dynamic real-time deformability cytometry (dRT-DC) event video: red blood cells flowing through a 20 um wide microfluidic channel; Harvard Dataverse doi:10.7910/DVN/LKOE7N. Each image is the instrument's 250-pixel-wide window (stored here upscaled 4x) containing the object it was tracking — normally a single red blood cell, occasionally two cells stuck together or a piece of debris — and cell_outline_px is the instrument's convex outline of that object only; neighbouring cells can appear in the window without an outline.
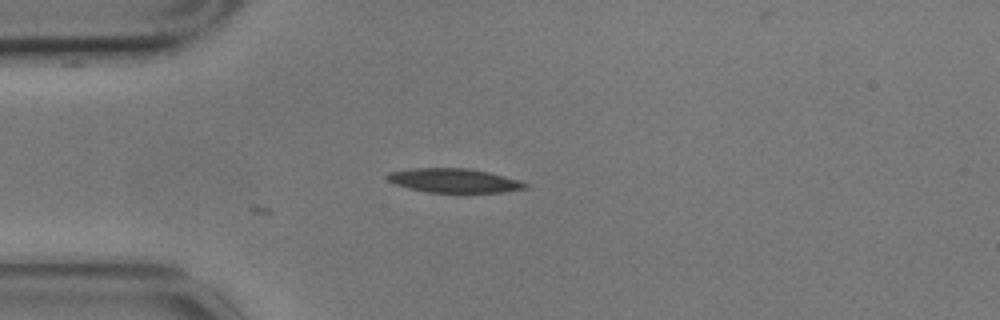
{"species": "common noctule bat (a hibernating species)", "species_latin": "Nyctalus noctula", "temperature_condition": "cold", "stored_images_in_passage": 20, "camera_frame_rate_fps": 3000, "um_per_image_px": 0.085, "animal": {"sex": "male", "body_mass_g": 17.9}, "frame": {"image": 1, "passage_image": 1, "time_ms": 0.0, "image_size_px": [1000, 320], "cell_outline_px": [[528, 188], [504, 192], [428, 192], [408, 188], [396, 184], [388, 180], [388, 172], [412, 168], [468, 168], [488, 172], [520, 180], [528, 184]], "centroid_in_image_um": [38.62, 15.34], "position_along_channel_um": 46.4, "area_um2": 19.25}}